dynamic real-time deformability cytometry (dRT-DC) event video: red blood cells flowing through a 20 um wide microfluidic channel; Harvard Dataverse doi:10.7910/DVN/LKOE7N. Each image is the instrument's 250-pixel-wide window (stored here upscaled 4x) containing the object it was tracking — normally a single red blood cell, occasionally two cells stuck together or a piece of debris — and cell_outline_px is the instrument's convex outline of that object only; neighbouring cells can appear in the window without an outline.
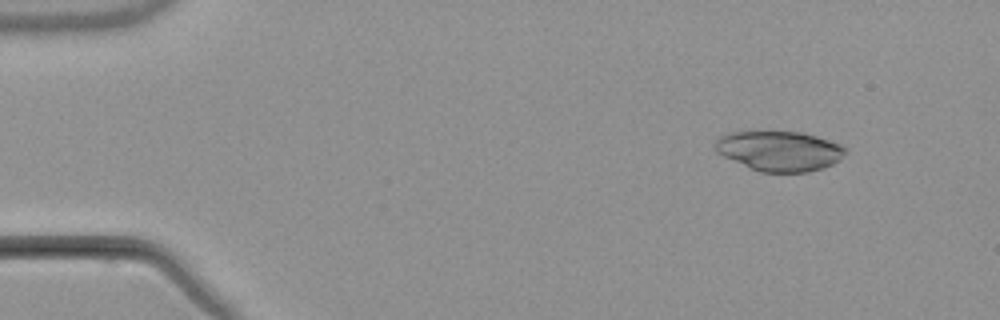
{"species": "common noctule bat (a hibernating species)", "species_latin": "Nyctalus noctula", "temperature_condition": "warm", "stored_images_in_passage": 4, "camera_frame_rate_fps": 3000, "um_per_image_px": 0.085, "animal": {"sex": "male", "body_mass_g": 21.5, "forearm_length_mm": 52.0}, "frame": {"image": 1, "passage_image": 1, "time_ms": 0.0, "image_size_px": [1000, 320], "cell_outline_px": [[844, 152], [840, 160], [824, 168], [808, 172], [760, 172], [724, 156], [716, 152], [716, 140], [720, 136], [732, 132], [800, 132], [816, 136], [840, 144], [844, 148]], "centroid_in_image_um": [66.26, 12.84], "position_along_channel_um": 18.7, "area_um2": 29.88}}
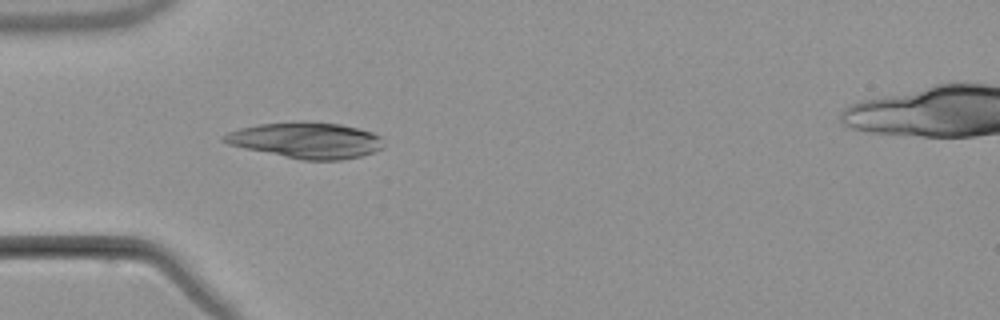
{"frame": {"image": 2, "passage_image": 4, "time_ms": 3.667, "image_size_px": [1000, 320], "cell_outline_px": [[380, 148], [372, 152], [360, 156], [340, 160], [304, 160], [244, 148], [228, 144], [220, 140], [220, 136], [228, 132], [240, 128], [260, 124], [300, 120], [312, 120], [340, 124], [372, 132], [380, 136]], "centroid_in_image_um": [25.96, 11.9], "position_along_channel_um": 59.0, "area_um2": 33.41}}